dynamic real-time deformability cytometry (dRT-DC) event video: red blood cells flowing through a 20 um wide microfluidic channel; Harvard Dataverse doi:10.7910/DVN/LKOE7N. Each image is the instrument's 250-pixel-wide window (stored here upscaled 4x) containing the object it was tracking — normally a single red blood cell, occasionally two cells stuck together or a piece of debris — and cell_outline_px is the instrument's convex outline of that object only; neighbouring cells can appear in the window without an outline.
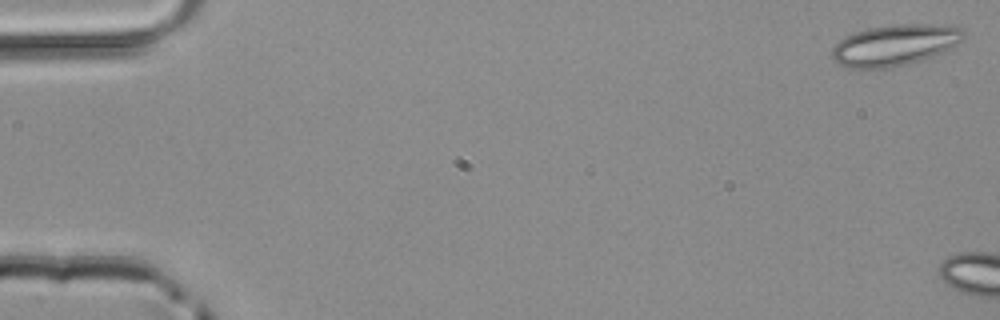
{"species": "common noctule bat (a hibernating species)", "species_latin": "Nyctalus noctula", "temperature_condition": "room temperature", "stored_images_in_passage": 5, "camera_frame_rate_fps": 3000, "um_per_image_px": 0.085, "animal": {"sex": "male", "body_mass_g": 20.4}, "frame": {"image": 1, "passage_image": 1, "time_ms": 0.0, "image_size_px": [1000, 320], "cell_outline_px": [[964, 40], [956, 48], [924, 60], [888, 68], [848, 68], [832, 60], [832, 48], [840, 40], [856, 32], [868, 28], [892, 24], [956, 24], [964, 28]], "centroid_in_image_um": [76.19, 3.82], "position_along_channel_um": 8.8, "area_um2": 32.31}}